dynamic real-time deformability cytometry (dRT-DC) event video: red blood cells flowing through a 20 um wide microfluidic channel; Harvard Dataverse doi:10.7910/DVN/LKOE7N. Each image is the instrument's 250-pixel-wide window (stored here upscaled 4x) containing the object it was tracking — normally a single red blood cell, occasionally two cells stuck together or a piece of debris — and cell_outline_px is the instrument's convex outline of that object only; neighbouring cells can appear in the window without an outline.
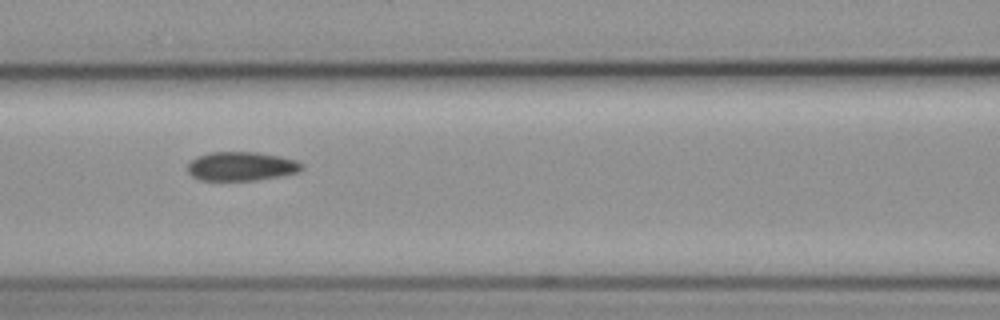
{"species": "common noctule bat (a hibernating species)", "species_latin": "Nyctalus noctula", "temperature_condition": "cold", "stored_images_in_passage": 13, "camera_frame_rate_fps": 3000, "um_per_image_px": 0.085, "animal": {"sex": "female", "body_mass_g": 19.3, "forearm_length_mm": 54.1}, "frame": {"image": 1, "passage_image": 6, "time_ms": 7.0, "image_size_px": [1000, 320], "cell_outline_px": [[304, 168], [300, 172], [280, 176], [256, 180], [200, 180], [192, 176], [188, 172], [188, 164], [196, 156], [212, 152], [256, 152], [280, 156], [296, 160], [304, 164]], "centroid_in_image_um": [20.54, 14.13], "position_along_channel_um": 146.1, "area_um2": 19.36}}
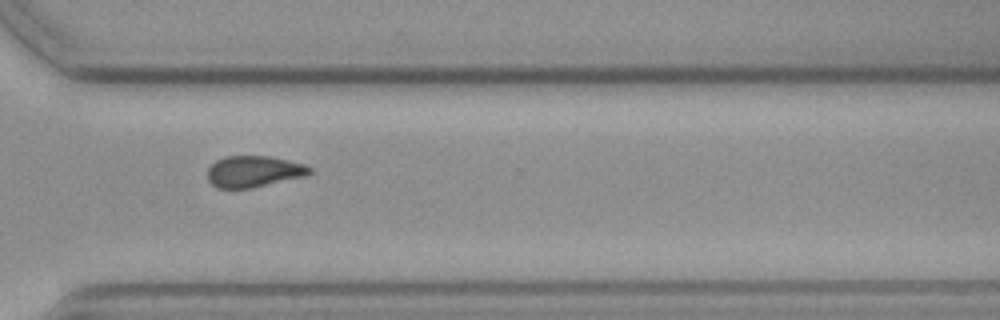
{"frame": {"image": 2, "passage_image": 11, "time_ms": 12.667, "image_size_px": [1000, 320], "cell_outline_px": [[312, 172], [308, 176], [252, 188], [216, 188], [208, 180], [208, 168], [216, 160], [224, 156], [268, 156], [288, 160], [304, 164], [312, 168]], "centroid_in_image_um": [21.59, 14.58], "position_along_channel_um": 349.0, "area_um2": 18.84}}